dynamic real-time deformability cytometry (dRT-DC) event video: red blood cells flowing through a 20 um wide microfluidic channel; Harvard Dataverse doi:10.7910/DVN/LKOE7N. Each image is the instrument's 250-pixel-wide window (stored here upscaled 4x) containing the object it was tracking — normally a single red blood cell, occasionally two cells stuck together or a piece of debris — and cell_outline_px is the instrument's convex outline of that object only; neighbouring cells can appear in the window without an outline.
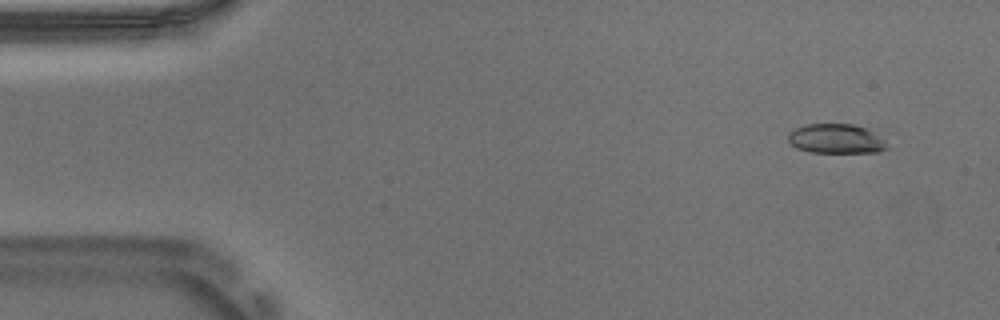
{"species": "Egyptian fruit bat (a non-hibernating species)", "species_latin": "Rousettus aegyptiacus", "temperature_condition": "warm", "stored_images_in_passage": 54, "camera_frame_rate_fps": 3000, "um_per_image_px": 0.085, "animal": {"sex": "male"}, "frame": {"image": 1, "passage_image": 4, "time_ms": 1.0, "image_size_px": [1000, 320], "cell_outline_px": [[888, 148], [880, 152], [808, 152], [796, 148], [788, 144], [788, 132], [804, 124], [852, 124], [868, 128], [884, 140]], "centroid_in_image_um": [71.02, 11.79], "position_along_channel_um": 14.0, "area_um2": 17.17}}
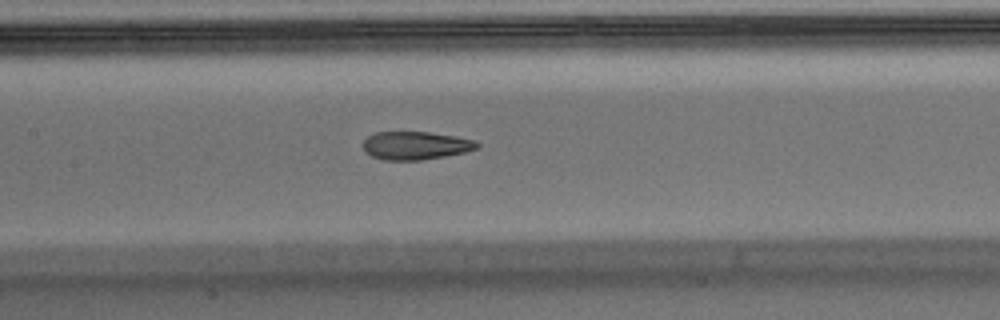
{"frame": {"image": 2, "passage_image": 25, "time_ms": 8.0, "image_size_px": [1000, 320], "cell_outline_px": [[480, 144], [476, 148], [464, 152], [444, 156], [420, 160], [384, 160], [372, 156], [364, 152], [360, 144], [368, 136], [376, 132], [428, 132], [456, 136], [472, 140]], "centroid_in_image_um": [35.25, 12.37], "position_along_channel_um": 172.2, "area_um2": 18.67}}
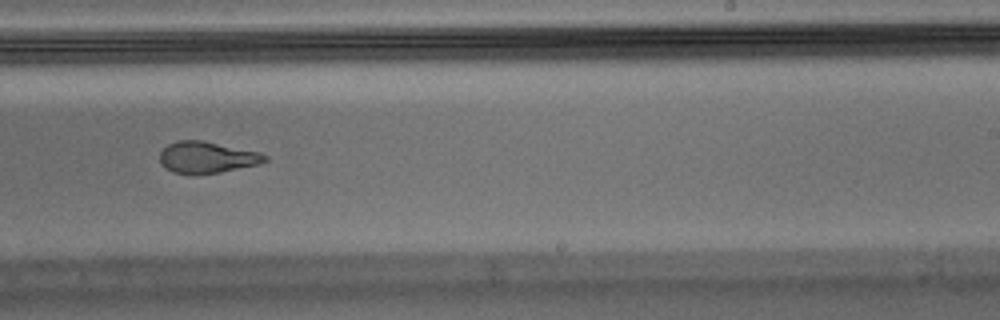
{"frame": {"image": 3, "passage_image": 33, "time_ms": 10.667, "image_size_px": [1000, 320], "cell_outline_px": [[268, 160], [260, 164], [220, 172], [172, 172], [164, 168], [160, 164], [160, 152], [168, 144], [176, 140], [200, 140], [260, 152], [268, 156]], "centroid_in_image_um": [17.6, 13.35], "position_along_channel_um": 271.4, "area_um2": 18.96}, "authors_computed_cell_mechanics": {"area_um2": 19.4208, "velocity_mm_per_s": 3.733, "shape_relaxation_time_tau1_ms": 11.218, "shape_relaxation_time_tau2_ms": 1.914, "deformation_change_tau1": 0.3161, "deformation_change_tau2": 0.1073}}